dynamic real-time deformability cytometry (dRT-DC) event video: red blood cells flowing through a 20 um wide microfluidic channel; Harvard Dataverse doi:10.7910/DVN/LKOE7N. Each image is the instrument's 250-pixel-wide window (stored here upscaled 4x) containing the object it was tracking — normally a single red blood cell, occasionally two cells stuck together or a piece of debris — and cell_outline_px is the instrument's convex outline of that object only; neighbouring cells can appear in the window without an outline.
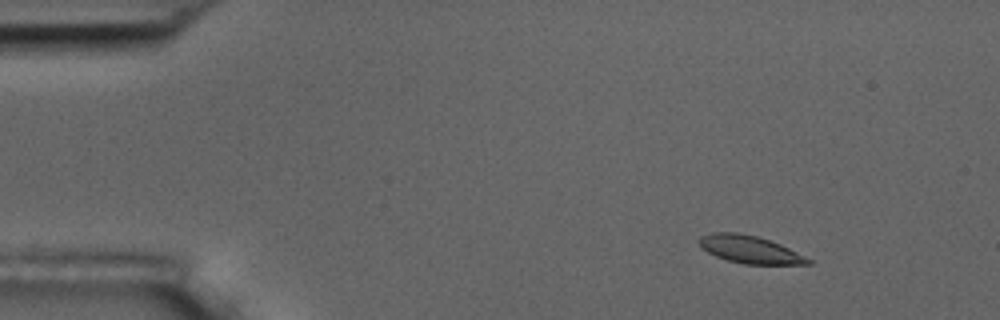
{"species": "common noctule bat (a hibernating species)", "species_latin": "Nyctalus noctula", "temperature_condition": "room temperature", "stored_images_in_passage": 4, "camera_frame_rate_fps": 3000, "um_per_image_px": 0.085, "animal": {"sex": "male", "body_mass_g": 17.5, "forearm_length_mm": 52.3}, "frame": {"image": 1, "passage_image": 2, "time_ms": 1.333, "image_size_px": [1000, 320], "cell_outline_px": [[812, 264], [744, 264], [728, 260], [716, 256], [700, 248], [700, 236], [712, 232], [736, 232], [756, 236], [780, 244], [812, 260]], "centroid_in_image_um": [63.71, 21.2], "position_along_channel_um": 21.3, "area_um2": 17.28}}